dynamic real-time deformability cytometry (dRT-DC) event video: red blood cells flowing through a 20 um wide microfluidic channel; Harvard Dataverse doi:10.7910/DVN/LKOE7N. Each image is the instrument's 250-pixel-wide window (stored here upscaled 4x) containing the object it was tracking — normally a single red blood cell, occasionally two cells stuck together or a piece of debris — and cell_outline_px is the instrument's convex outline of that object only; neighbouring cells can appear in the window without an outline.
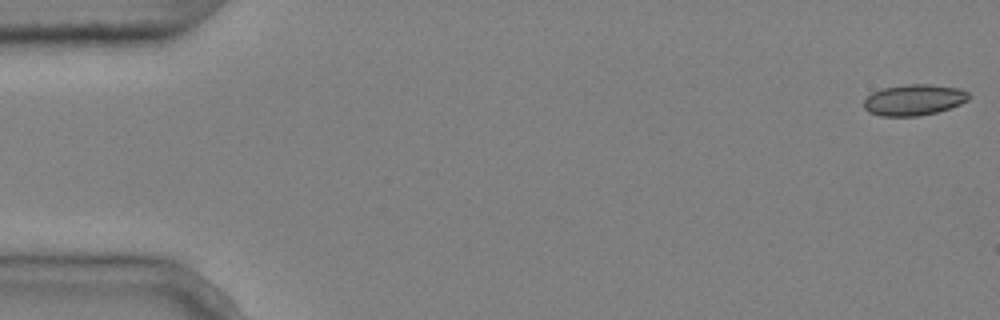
{"species": "common noctule bat (a hibernating species)", "species_latin": "Nyctalus noctula", "temperature_condition": "cold", "stored_images_in_passage": 5, "camera_frame_rate_fps": 3000, "um_per_image_px": 0.085, "animal": {"sex": "male", "body_mass_g": 20.4}, "frame": {"image": 1, "passage_image": 1, "time_ms": 0.0, "image_size_px": [1000, 320], "cell_outline_px": [[972, 96], [968, 100], [960, 104], [936, 112], [916, 116], [880, 116], [868, 112], [864, 108], [864, 100], [872, 92], [884, 88], [904, 84], [932, 84], [960, 88], [968, 92]], "centroid_in_image_um": [77.69, 8.48], "position_along_channel_um": 7.3, "area_um2": 19.07}}
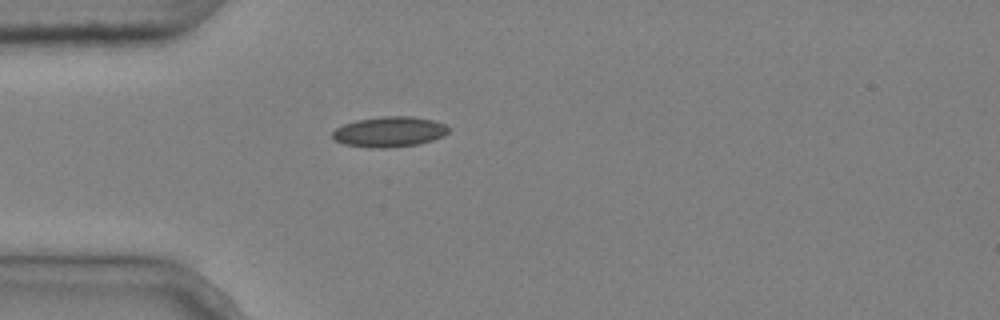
{"frame": {"image": 2, "passage_image": 5, "time_ms": 1.333, "image_size_px": [1000, 320], "cell_outline_px": [[448, 132], [444, 136], [432, 140], [416, 144], [388, 148], [368, 148], [344, 144], [336, 140], [332, 136], [332, 132], [336, 128], [344, 124], [356, 120], [380, 116], [412, 116], [432, 120], [444, 124], [448, 128]], "centroid_in_image_um": [33.07, 11.2], "position_along_channel_um": 51.9, "area_um2": 20.52}}